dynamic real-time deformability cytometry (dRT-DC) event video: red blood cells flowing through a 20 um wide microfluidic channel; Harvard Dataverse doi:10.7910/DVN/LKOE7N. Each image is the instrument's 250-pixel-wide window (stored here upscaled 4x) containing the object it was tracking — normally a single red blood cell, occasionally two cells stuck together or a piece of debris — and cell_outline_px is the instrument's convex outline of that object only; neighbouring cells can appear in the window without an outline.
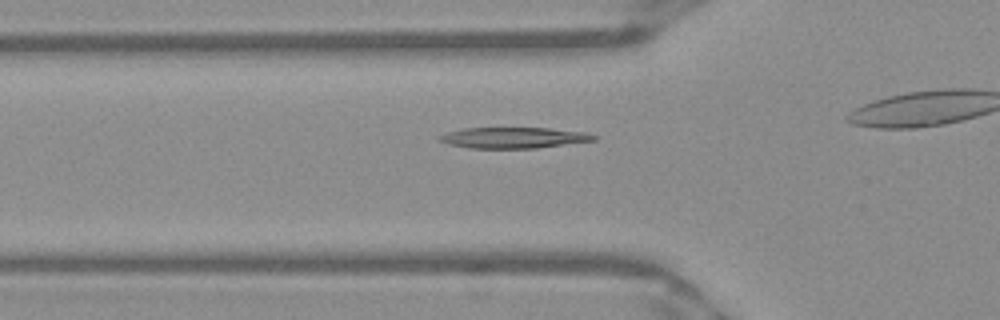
{"species": "Egyptian fruit bat (a non-hibernating species)", "species_latin": "Rousettus aegyptiacus", "temperature_condition": "warm", "stored_images_in_passage": 33, "camera_frame_rate_fps": 3000, "um_per_image_px": 0.085, "frame": {"image": 1, "passage_image": 9, "time_ms": 2.667, "image_size_px": [1000, 320], "cell_outline_px": [[600, 136], [596, 140], [536, 148], [468, 148], [452, 144], [440, 140], [436, 136], [448, 132], [464, 128], [548, 128], [588, 132]], "centroid_in_image_um": [43.73, 11.7], "position_along_channel_um": 82.1, "area_um2": 18.79}}
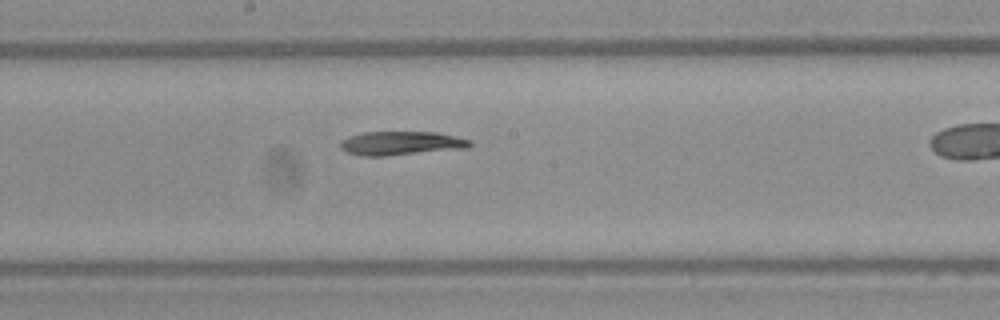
{"frame": {"image": 2, "passage_image": 19, "time_ms": 6.0, "image_size_px": [1000, 320], "cell_outline_px": [[472, 144], [468, 148], [384, 156], [360, 156], [348, 152], [340, 148], [340, 140], [348, 136], [364, 132], [436, 132], [472, 140]], "centroid_in_image_um": [34.07, 12.17], "position_along_channel_um": 214.1, "area_um2": 18.03}}
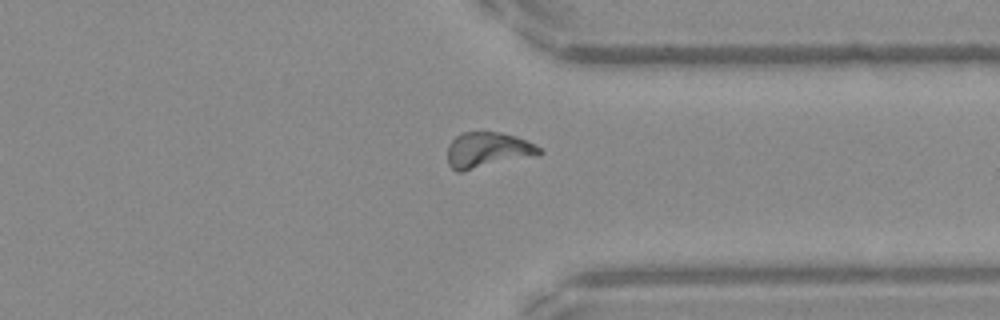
{"frame": {"image": 3, "passage_image": 31, "time_ms": 10.0, "image_size_px": [1000, 320], "cell_outline_px": [[544, 152], [536, 156], [464, 172], [456, 172], [448, 164], [448, 144], [456, 136], [464, 132], [500, 132], [516, 136], [540, 148]], "centroid_in_image_um": [41.44, 12.78], "position_along_channel_um": 370.0, "area_um2": 19.25}}